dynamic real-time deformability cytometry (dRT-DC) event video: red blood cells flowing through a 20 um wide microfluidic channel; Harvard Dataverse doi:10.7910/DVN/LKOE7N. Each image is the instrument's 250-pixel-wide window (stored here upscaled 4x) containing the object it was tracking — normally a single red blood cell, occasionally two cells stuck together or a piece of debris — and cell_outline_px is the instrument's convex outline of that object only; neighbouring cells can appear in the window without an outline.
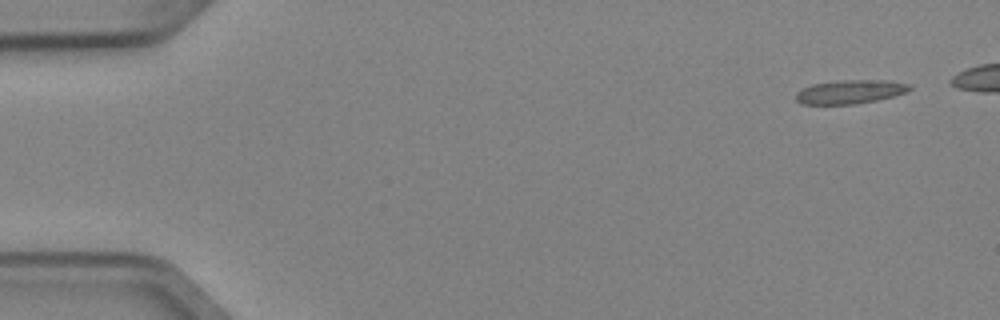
{"species": "Egyptian fruit bat (a non-hibernating species)", "species_latin": "Rousettus aegyptiacus", "temperature_condition": "cold", "stored_images_in_passage": 5, "camera_frame_rate_fps": 3000, "um_per_image_px": 0.085, "animal": {"sex": "female"}, "frame": {"image": 1, "passage_image": 1, "time_ms": 0.0, "image_size_px": [1000, 320], "cell_outline_px": [[912, 88], [908, 92], [876, 100], [856, 104], [800, 104], [796, 100], [796, 92], [812, 84], [844, 80], [884, 80], [912, 84]], "centroid_in_image_um": [72.28, 7.8], "position_along_channel_um": 12.7, "area_um2": 15.72}}